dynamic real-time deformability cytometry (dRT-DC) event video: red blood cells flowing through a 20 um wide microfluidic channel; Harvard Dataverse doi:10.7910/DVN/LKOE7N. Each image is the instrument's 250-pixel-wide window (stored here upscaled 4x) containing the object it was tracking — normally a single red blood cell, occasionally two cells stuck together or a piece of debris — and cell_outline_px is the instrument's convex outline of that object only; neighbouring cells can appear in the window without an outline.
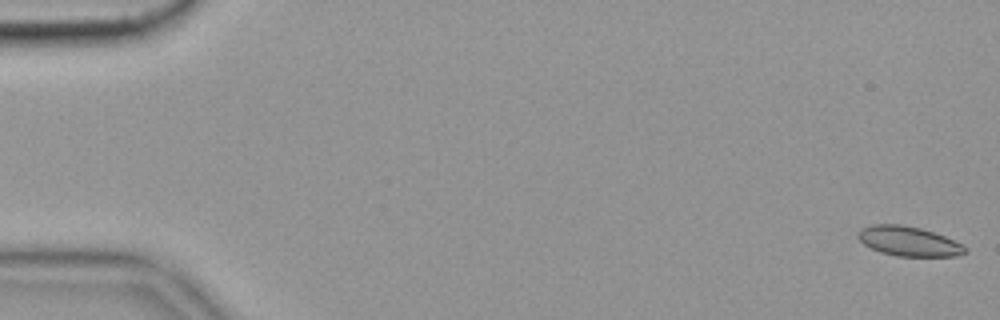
{"species": "common noctule bat (a hibernating species)", "species_latin": "Nyctalus noctula", "temperature_condition": "cold", "stored_images_in_passage": 55, "camera_frame_rate_fps": 3000, "um_per_image_px": 0.085, "animal": {"sex": "female", "body_mass_g": 19.9}, "frame": {"image": 1, "passage_image": 1, "time_ms": 0.0, "image_size_px": [1000, 320], "cell_outline_px": [[968, 252], [956, 256], [896, 256], [880, 252], [864, 244], [856, 236], [860, 228], [868, 224], [900, 224], [920, 228], [944, 236], [964, 244], [968, 248]], "centroid_in_image_um": [77.24, 20.5], "position_along_channel_um": 7.8, "area_um2": 18.67}}